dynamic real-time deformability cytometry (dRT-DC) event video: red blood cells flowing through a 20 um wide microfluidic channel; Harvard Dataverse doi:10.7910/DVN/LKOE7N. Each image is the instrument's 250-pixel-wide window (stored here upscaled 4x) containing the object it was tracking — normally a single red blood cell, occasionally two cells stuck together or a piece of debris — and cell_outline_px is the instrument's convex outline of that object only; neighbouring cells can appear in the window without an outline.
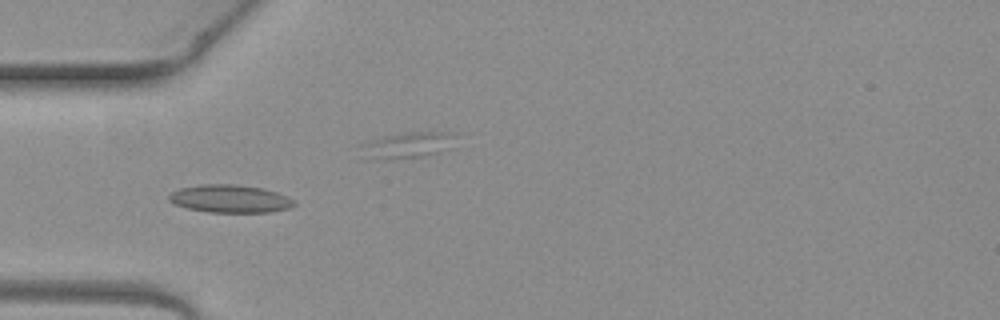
{"species": "common noctule bat (a hibernating species)", "species_latin": "Nyctalus noctula", "temperature_condition": "warm", "stored_images_in_passage": 5, "camera_frame_rate_fps": 3000, "um_per_image_px": 0.085, "animal": {"sex": "female", "body_mass_g": 19.3, "forearm_length_mm": 54.1}, "frame": {"image": 1, "passage_image": 4, "time_ms": 1.0, "image_size_px": [1000, 320], "cell_outline_px": [[296, 204], [288, 208], [268, 212], [208, 212], [188, 208], [176, 204], [168, 200], [168, 196], [172, 192], [180, 188], [200, 184], [236, 184], [260, 188], [276, 192], [296, 200]], "centroid_in_image_um": [19.55, 16.89], "position_along_channel_um": 65.5, "area_um2": 20.17}}
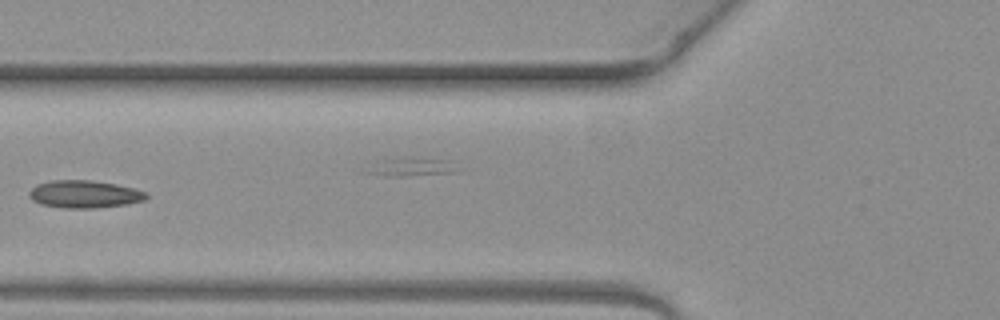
{"frame": {"image": 2, "passage_image": 5, "time_ms": 1.333, "image_size_px": [1000, 320], "cell_outline_px": [[148, 196], [144, 200], [128, 204], [96, 208], [60, 208], [40, 204], [32, 200], [28, 196], [28, 192], [36, 184], [52, 180], [92, 180], [116, 184], [148, 192]], "centroid_in_image_um": [7.15, 16.51], "position_along_channel_um": 118.6, "area_um2": 19.02}}